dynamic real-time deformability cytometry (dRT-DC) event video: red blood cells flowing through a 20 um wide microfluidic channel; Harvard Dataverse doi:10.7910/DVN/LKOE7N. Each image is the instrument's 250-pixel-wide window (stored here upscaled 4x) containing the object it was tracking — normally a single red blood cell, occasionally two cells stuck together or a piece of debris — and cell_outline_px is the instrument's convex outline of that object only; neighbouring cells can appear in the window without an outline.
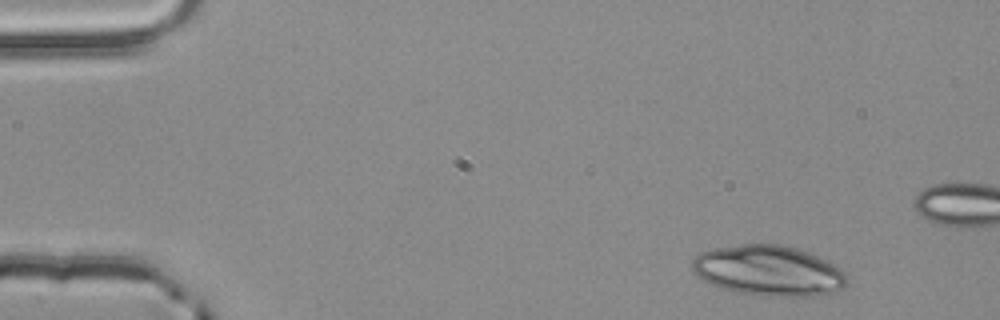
{"species": "common noctule bat (a hibernating species)", "species_latin": "Nyctalus noctula", "temperature_condition": "room temperature", "stored_images_in_passage": 4, "camera_frame_rate_fps": 3000, "um_per_image_px": 0.085, "animal": {"sex": "male", "body_mass_g": 20.4}, "frame": {"image": 1, "passage_image": 1, "time_ms": 0.0, "image_size_px": [1000, 320], "cell_outline_px": [[848, 284], [844, 288], [836, 292], [812, 296], [768, 296], [736, 292], [720, 288], [704, 280], [692, 272], [692, 260], [700, 252], [708, 248], [740, 244], [780, 244], [796, 248], [808, 252], [828, 260], [836, 264], [844, 272], [848, 280]], "centroid_in_image_um": [65.34, 23.0], "position_along_channel_um": 19.7, "area_um2": 46.01}}